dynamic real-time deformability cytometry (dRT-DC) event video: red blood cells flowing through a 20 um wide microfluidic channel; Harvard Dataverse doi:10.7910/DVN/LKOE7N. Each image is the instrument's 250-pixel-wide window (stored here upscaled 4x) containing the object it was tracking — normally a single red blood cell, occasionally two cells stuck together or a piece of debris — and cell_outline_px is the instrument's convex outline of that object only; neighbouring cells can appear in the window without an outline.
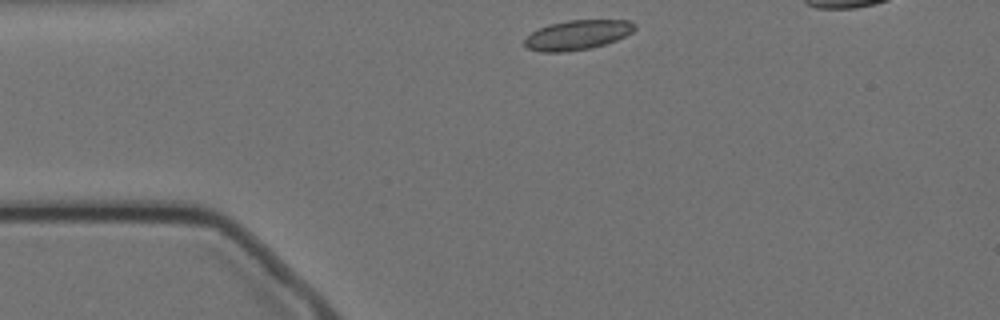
{"species": "Egyptian fruit bat (a non-hibernating species)", "species_latin": "Rousettus aegyptiacus", "temperature_condition": "cold", "stored_images_in_passage": 35, "camera_frame_rate_fps": 3000, "um_per_image_px": 0.085, "animal": {"sex": "female"}, "frame": {"image": 1, "passage_image": 1, "time_ms": 0.0, "image_size_px": [1000, 320], "cell_outline_px": [[636, 28], [632, 32], [616, 40], [604, 44], [588, 48], [560, 52], [540, 52], [528, 48], [524, 44], [524, 40], [532, 32], [548, 24], [568, 20], [628, 20], [636, 24]], "centroid_in_image_um": [49.08, 2.96], "position_along_channel_um": 35.9, "area_um2": 18.84}}
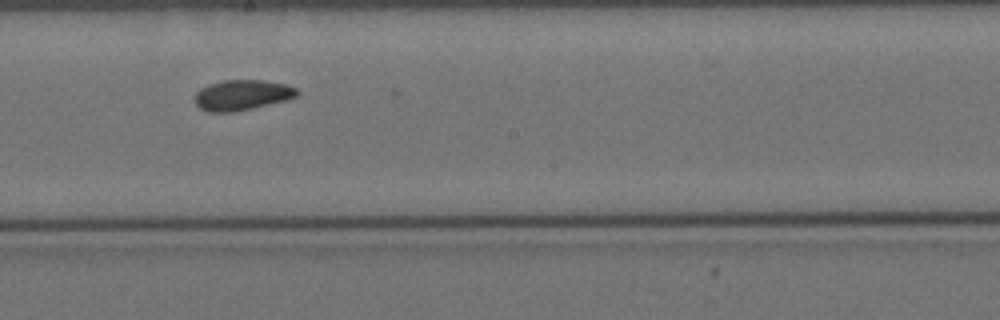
{"frame": {"image": 2, "passage_image": 20, "time_ms": 6.333, "image_size_px": [1000, 320], "cell_outline_px": [[300, 92], [296, 96], [284, 100], [252, 108], [232, 112], [208, 112], [200, 108], [196, 104], [196, 92], [200, 88], [208, 84], [224, 80], [264, 80], [284, 84], [296, 88]], "centroid_in_image_um": [20.55, 8.07], "position_along_channel_um": 227.7, "area_um2": 17.92}}
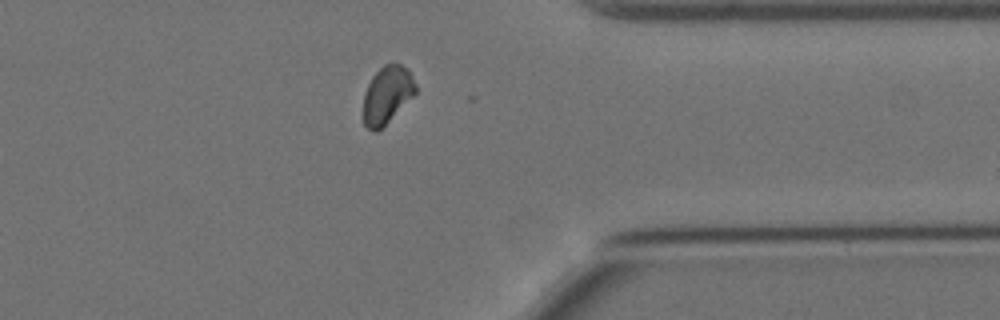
{"frame": {"image": 3, "passage_image": 34, "time_ms": 11.0, "image_size_px": [1000, 320], "cell_outline_px": [[416, 92], [376, 132], [368, 128], [364, 124], [364, 92], [372, 76], [384, 64], [400, 64], [408, 68], [416, 84]], "centroid_in_image_um": [32.89, 8.01], "position_along_channel_um": 378.5, "area_um2": 16.99}, "authors_computed_cell_mechanics": {"area_um2": 18.0336, "velocity_mm_per_s": 3.46, "shape_relaxation_time_tau1_ms": 8.1463, "shape_relaxation_time_tau2_ms": 1.9027, "deformation_change_tau1": 0.1084, "deformation_change_tau2": 0.0506}}